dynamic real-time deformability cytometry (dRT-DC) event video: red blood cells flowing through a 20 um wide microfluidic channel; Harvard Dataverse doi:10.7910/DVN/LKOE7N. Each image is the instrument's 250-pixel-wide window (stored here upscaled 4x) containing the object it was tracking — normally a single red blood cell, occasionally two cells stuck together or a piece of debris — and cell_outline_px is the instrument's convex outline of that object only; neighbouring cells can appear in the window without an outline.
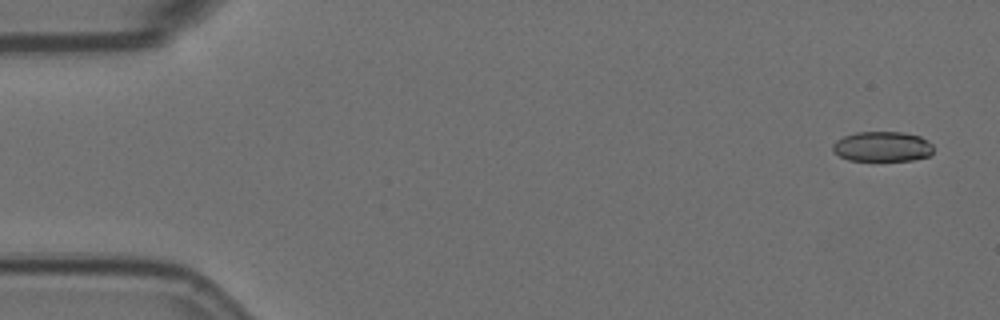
{"species": "Egyptian fruit bat (a non-hibernating species)", "species_latin": "Rousettus aegyptiacus", "temperature_condition": "room temperature", "stored_images_in_passage": 5, "camera_frame_rate_fps": 3000, "um_per_image_px": 0.085, "animal": {"sex": "female"}, "frame": {"image": 1, "passage_image": 1, "time_ms": 0.0, "image_size_px": [1000, 320], "cell_outline_px": [[932, 152], [928, 156], [912, 160], [848, 160], [832, 152], [832, 144], [836, 140], [844, 136], [856, 132], [904, 132], [920, 136], [928, 140], [932, 144]], "centroid_in_image_um": [74.98, 12.45], "position_along_channel_um": 10.0, "area_um2": 17.69}}
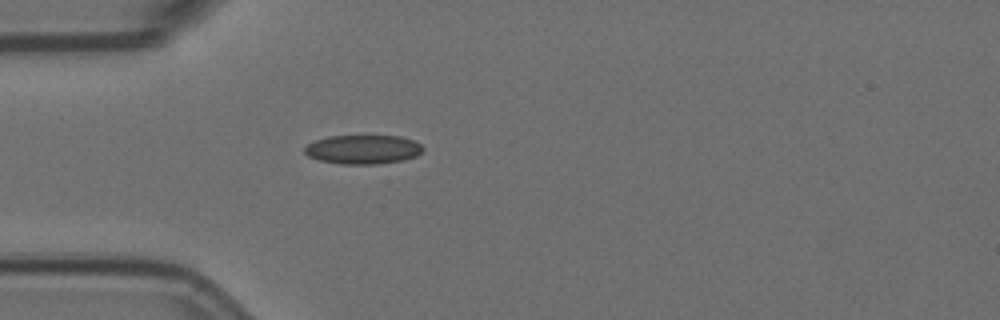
{"frame": {"image": 2, "passage_image": 5, "time_ms": 1.333, "image_size_px": [1000, 320], "cell_outline_px": [[424, 148], [416, 156], [400, 160], [380, 164], [340, 164], [320, 160], [308, 156], [304, 152], [304, 148], [308, 144], [316, 140], [328, 136], [400, 136], [416, 140]], "centroid_in_image_um": [30.86, 12.7], "position_along_channel_um": 54.1, "area_um2": 20.0}}